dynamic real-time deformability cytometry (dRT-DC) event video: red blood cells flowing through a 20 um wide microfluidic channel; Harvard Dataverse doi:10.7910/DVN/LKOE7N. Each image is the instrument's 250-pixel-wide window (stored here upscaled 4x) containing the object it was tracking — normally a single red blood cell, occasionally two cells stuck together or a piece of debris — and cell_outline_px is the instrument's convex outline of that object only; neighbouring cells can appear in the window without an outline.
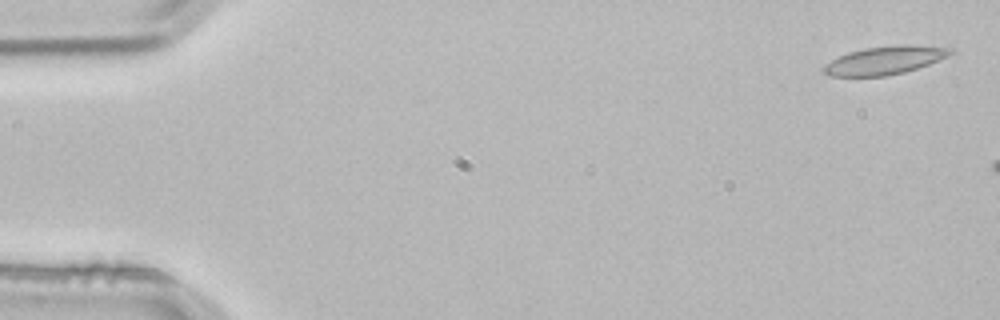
{"species": "common noctule bat (a hibernating species)", "species_latin": "Nyctalus noctula", "temperature_condition": "room temperature", "stored_images_in_passage": 5, "camera_frame_rate_fps": 3000, "um_per_image_px": 0.085, "animal": {"sex": "male", "body_mass_g": 21.5, "forearm_length_mm": 52.0}, "frame": {"image": 1, "passage_image": 1, "time_ms": 0.0, "image_size_px": [1000, 320], "cell_outline_px": [[956, 52], [948, 56], [928, 64], [904, 72], [884, 76], [828, 76], [820, 68], [824, 64], [848, 52], [864, 48], [896, 44], [912, 44], [952, 48]], "centroid_in_image_um": [75.21, 5.11], "position_along_channel_um": 9.8, "area_um2": 20.98}}